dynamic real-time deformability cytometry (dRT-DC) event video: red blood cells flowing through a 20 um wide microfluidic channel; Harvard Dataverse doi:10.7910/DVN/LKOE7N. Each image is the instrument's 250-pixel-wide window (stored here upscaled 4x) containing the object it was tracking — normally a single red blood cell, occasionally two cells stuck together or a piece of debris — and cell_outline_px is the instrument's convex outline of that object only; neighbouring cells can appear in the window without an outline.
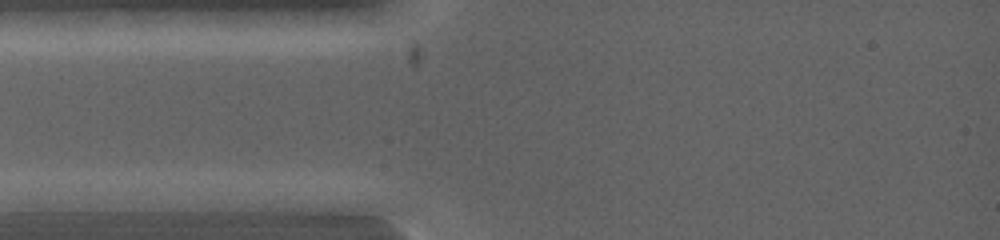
{"species": "common noctule bat (a hibernating species)", "species_latin": "Nyctalus noctula", "temperature_condition": "warm", "stored_images_in_passage": 5, "camera_frame_rate_fps": 5000, "um_per_image_px": 0.085, "animal": {"sex": "female", "body_mass_g": 19.0, "forearm_length_mm": 53.3}, "frame": {"image": 1, "passage_image": 4, "time_ms": 0.8, "image_size_px": [1000, 240], "cell_outline_px": [[184, 200], [172, 208], [152, 212], [88, 216], [20, 212], [12, 200], [36, 192], [172, 192]], "centroid_in_image_um": [8.18, 17.24], "position_along_channel_um": 76.8, "area_um2": 24.39}}